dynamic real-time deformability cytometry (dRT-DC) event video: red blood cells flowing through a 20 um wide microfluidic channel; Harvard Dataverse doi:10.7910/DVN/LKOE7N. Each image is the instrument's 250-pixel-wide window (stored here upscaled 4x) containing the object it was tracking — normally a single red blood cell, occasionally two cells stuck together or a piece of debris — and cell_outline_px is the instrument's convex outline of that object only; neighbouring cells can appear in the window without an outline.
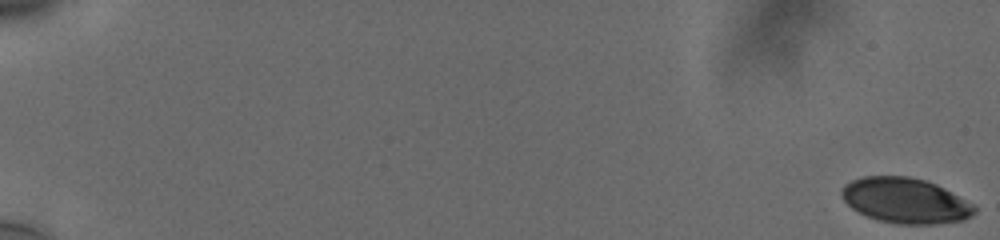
{"species": "human", "species_latin": "Homo sapiens", "temperature_condition": "cold", "stored_images_in_passage": 58, "camera_frame_rate_fps": 3000, "um_per_image_px": 0.085, "donor": {"sex": "male"}, "frame": {"image": 1, "passage_image": 1, "time_ms": 0.0, "image_size_px": [1000, 240], "cell_outline_px": [[976, 212], [972, 216], [964, 220], [936, 224], [896, 224], [880, 220], [868, 216], [852, 208], [844, 200], [840, 192], [844, 184], [852, 180], [864, 176], [908, 176], [924, 180], [936, 184], [944, 188], [972, 204], [976, 208]], "centroid_in_image_um": [76.96, 17.05], "position_along_channel_um": 8.0, "area_um2": 34.91}}
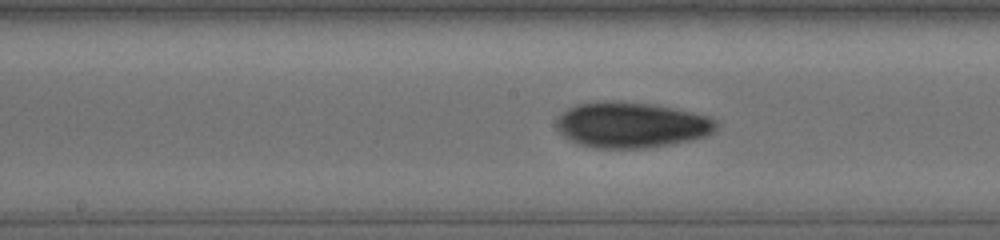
{"frame": {"image": 2, "passage_image": 33, "time_ms": 10.667, "image_size_px": [1000, 240], "cell_outline_px": [[720, 128], [716, 132], [708, 136], [692, 140], [644, 148], [592, 148], [576, 144], [564, 136], [556, 128], [556, 120], [568, 108], [576, 104], [600, 100], [620, 100], [656, 104], [692, 112], [708, 116], [716, 120], [720, 124]], "centroid_in_image_um": [53.7, 10.6], "position_along_channel_um": 194.5, "area_um2": 43.35}}
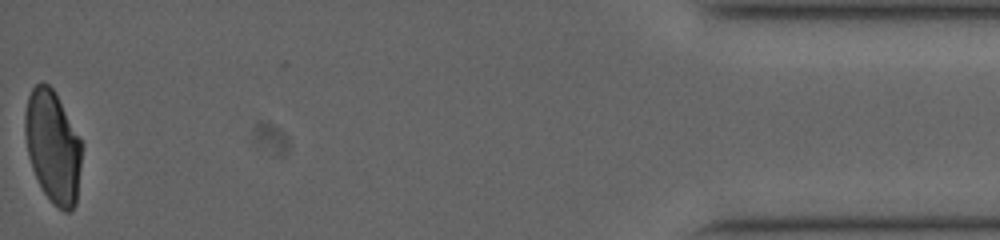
{"frame": {"image": 3, "passage_image": 58, "time_ms": 19.0, "image_size_px": [1000, 240], "cell_outline_px": [[84, 144], [76, 204], [68, 212], [64, 212], [52, 204], [44, 192], [32, 168], [28, 156], [24, 132], [24, 116], [28, 96], [32, 88], [36, 84], [48, 84], [56, 92]], "centroid_in_image_um": [4.52, 12.46], "position_along_channel_um": 430.7, "area_um2": 37.69}, "authors_computed_cell_mechanics": {"area_um2": 39.0439, "velocity_mm_per_s": 3.777, "shape_relaxation_time_tau1_ms": 7.7169, "shape_relaxation_time_tau2_ms": 2.3574, "deformation_change_tau1": 0.179, "deformation_change_tau2": 0.0604}}